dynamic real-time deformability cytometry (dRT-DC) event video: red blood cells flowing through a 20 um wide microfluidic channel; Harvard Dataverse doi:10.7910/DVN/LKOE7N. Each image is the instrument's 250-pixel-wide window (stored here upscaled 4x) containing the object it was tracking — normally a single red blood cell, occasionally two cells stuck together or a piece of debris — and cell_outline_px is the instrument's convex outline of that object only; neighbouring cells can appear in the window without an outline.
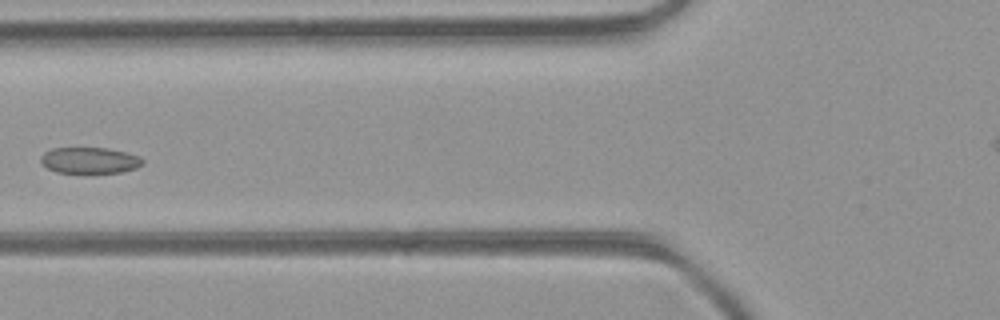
{"species": "common noctule bat (a hibernating species)", "species_latin": "Nyctalus noctula", "temperature_condition": "room temperature", "stored_images_in_passage": 6, "camera_frame_rate_fps": 3000, "um_per_image_px": 0.085, "animal": {"sex": "female", "body_mass_g": 21.9}, "frame": {"image": 1, "passage_image": 6, "time_ms": 1.667, "image_size_px": [1000, 320], "cell_outline_px": [[144, 164], [136, 168], [120, 172], [88, 176], [56, 172], [48, 168], [40, 160], [40, 156], [44, 152], [52, 148], [108, 148], [140, 156], [144, 160]], "centroid_in_image_um": [7.63, 13.68], "position_along_channel_um": 118.2, "area_um2": 16.3}}